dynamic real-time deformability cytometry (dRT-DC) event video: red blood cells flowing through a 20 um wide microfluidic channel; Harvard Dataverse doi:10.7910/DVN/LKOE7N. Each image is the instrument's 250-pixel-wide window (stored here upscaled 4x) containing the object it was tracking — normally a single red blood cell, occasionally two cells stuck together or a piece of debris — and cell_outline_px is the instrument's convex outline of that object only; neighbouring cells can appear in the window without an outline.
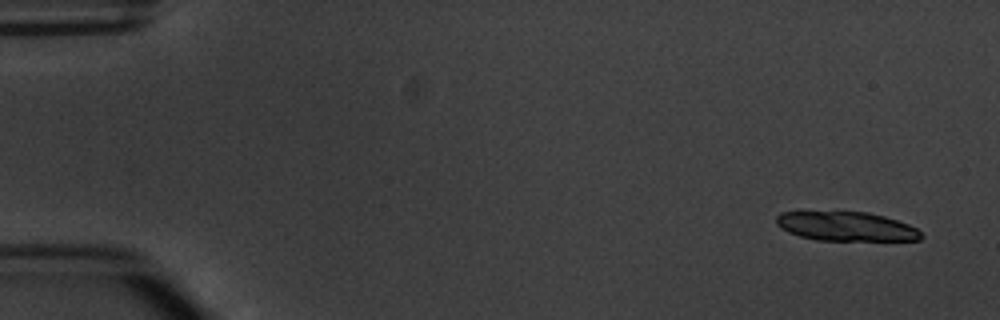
{"species": "common noctule bat (a hibernating species)", "species_latin": "Nyctalus noctula", "temperature_condition": "warm", "stored_images_in_passage": 4, "camera_frame_rate_fps": 3000, "um_per_image_px": 0.085, "animal": {"sex": "male", "body_mass_g": 20.1, "forearm_length_mm": 53.5}, "frame": {"image": 1, "passage_image": 1, "time_ms": 0.0, "image_size_px": [1000, 320], "cell_outline_px": [[924, 236], [920, 240], [816, 240], [800, 236], [788, 232], [780, 228], [776, 224], [776, 216], [780, 212], [868, 212], [884, 216], [908, 224], [916, 228]], "centroid_in_image_um": [71.91, 19.24], "position_along_channel_um": 13.1, "area_um2": 24.51}}